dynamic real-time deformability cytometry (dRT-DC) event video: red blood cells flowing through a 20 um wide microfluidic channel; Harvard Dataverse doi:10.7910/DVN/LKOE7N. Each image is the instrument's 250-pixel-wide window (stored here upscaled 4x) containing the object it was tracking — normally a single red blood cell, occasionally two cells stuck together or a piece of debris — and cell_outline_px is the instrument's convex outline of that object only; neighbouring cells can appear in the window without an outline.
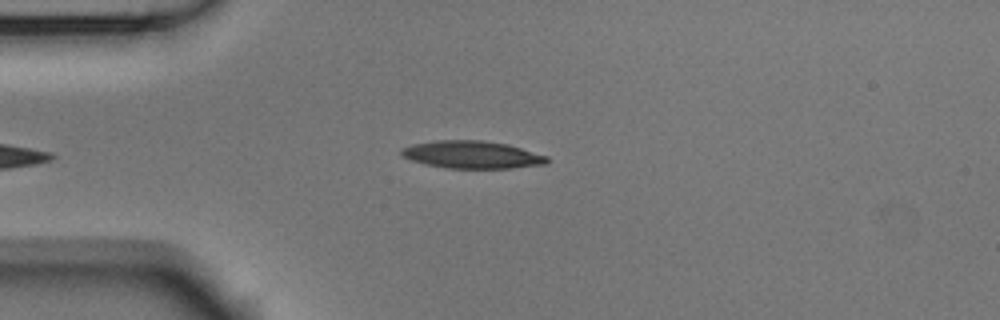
{"species": "Egyptian fruit bat (a non-hibernating species)", "species_latin": "Rousettus aegyptiacus", "temperature_condition": "room temperature", "stored_images_in_passage": 9, "camera_frame_rate_fps": 3000, "um_per_image_px": 0.085, "animal": {"sex": "male"}, "frame": {"image": 1, "passage_image": 3, "time_ms": 0.667, "image_size_px": [1000, 320], "cell_outline_px": [[548, 164], [512, 168], [448, 168], [424, 164], [412, 160], [404, 156], [400, 152], [400, 148], [412, 144], [436, 140], [484, 140], [508, 144], [548, 156]], "centroid_in_image_um": [40.13, 13.14], "position_along_channel_um": 44.9, "area_um2": 23.47}}
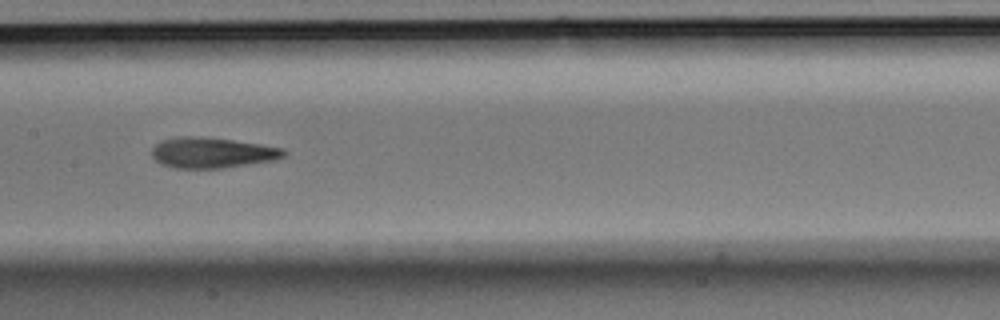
{"frame": {"image": 2, "passage_image": 7, "time_ms": 2.0, "image_size_px": [1000, 320], "cell_outline_px": [[288, 152], [284, 156], [276, 160], [220, 168], [176, 168], [160, 164], [152, 156], [152, 148], [160, 140], [184, 136], [196, 136], [232, 140], [260, 144], [284, 148]], "centroid_in_image_um": [18.04, 12.98], "position_along_channel_um": 189.4, "area_um2": 23.47}}
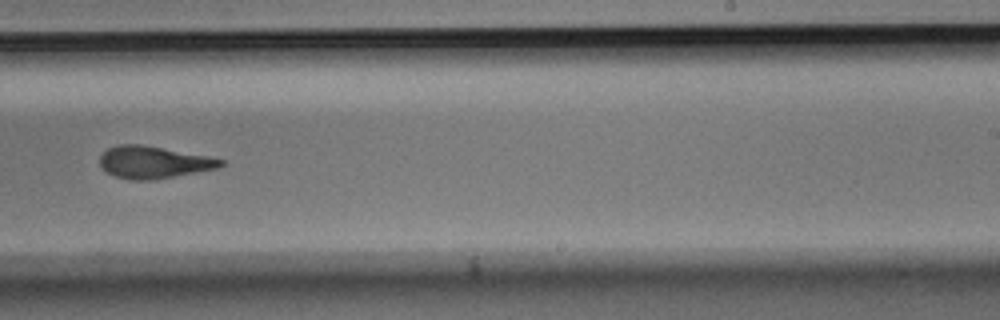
{"frame": {"image": 3, "passage_image": 9, "time_ms": 2.667, "image_size_px": [1000, 320], "cell_outline_px": [[224, 164], [220, 168], [152, 180], [132, 180], [116, 176], [108, 172], [100, 164], [100, 156], [108, 148], [120, 144], [140, 144], [208, 156], [224, 160]], "centroid_in_image_um": [13.08, 13.79], "position_along_channel_um": 275.9, "area_um2": 22.43}}